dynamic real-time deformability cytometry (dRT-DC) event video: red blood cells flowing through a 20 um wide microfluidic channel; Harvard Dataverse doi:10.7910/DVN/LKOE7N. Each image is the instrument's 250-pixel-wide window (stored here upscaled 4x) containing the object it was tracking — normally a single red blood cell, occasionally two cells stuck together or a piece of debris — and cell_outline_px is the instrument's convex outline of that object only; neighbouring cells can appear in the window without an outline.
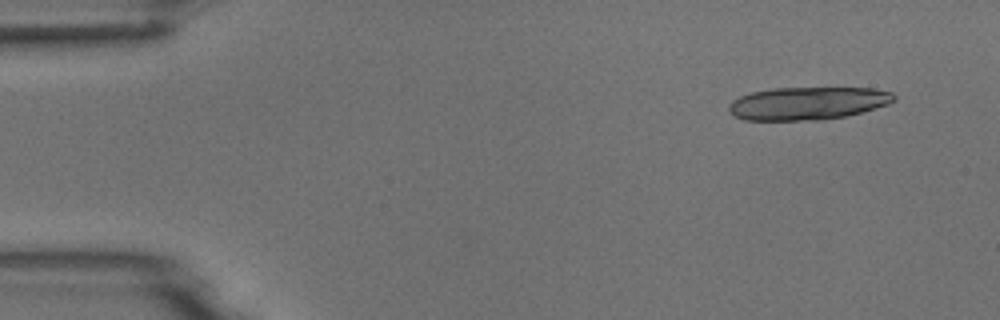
{"species": "common noctule bat (a hibernating species)", "species_latin": "Nyctalus noctula", "temperature_condition": "room temperature", "stored_images_in_passage": 4, "camera_frame_rate_fps": 3000, "um_per_image_px": 0.085, "animal": {"sex": "male", "body_mass_g": 18.8}, "frame": {"image": 1, "passage_image": 1, "time_ms": 0.0, "image_size_px": [1000, 320], "cell_outline_px": [[896, 100], [888, 104], [860, 112], [844, 116], [820, 120], [744, 120], [728, 112], [728, 104], [732, 100], [740, 96], [752, 92], [772, 88], [872, 88], [892, 92], [896, 96]], "centroid_in_image_um": [68.63, 8.78], "position_along_channel_um": 16.4, "area_um2": 31.62}}